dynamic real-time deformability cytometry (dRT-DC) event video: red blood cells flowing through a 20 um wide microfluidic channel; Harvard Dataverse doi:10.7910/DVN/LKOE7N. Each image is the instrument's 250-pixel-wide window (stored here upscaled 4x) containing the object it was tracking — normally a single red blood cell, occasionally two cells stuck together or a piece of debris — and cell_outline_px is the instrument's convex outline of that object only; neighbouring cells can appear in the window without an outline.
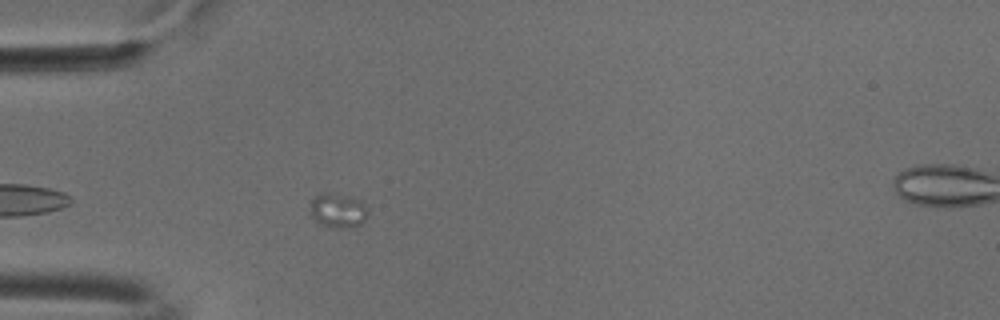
{"species": "common noctule bat (a hibernating species)", "species_latin": "Nyctalus noctula", "temperature_condition": "cold", "stored_images_in_passage": 12, "segment_of_instrument_passage": [1, 2], "camera_frame_rate_fps": 3000, "um_per_image_px": 0.085, "animal": {"sex": "male", "body_mass_g": 18.8}, "frame": {"image": 1, "passage_image": 4, "time_ms": 1.0, "image_size_px": [1000, 320], "cell_outline_px": [[368, 212], [364, 220], [360, 224], [352, 228], [336, 228], [320, 224], [312, 216], [312, 200], [320, 192], [328, 192], [360, 200], [364, 204]], "centroid_in_image_um": [28.74, 17.9], "position_along_channel_um": 56.3, "area_um2": 11.33}}